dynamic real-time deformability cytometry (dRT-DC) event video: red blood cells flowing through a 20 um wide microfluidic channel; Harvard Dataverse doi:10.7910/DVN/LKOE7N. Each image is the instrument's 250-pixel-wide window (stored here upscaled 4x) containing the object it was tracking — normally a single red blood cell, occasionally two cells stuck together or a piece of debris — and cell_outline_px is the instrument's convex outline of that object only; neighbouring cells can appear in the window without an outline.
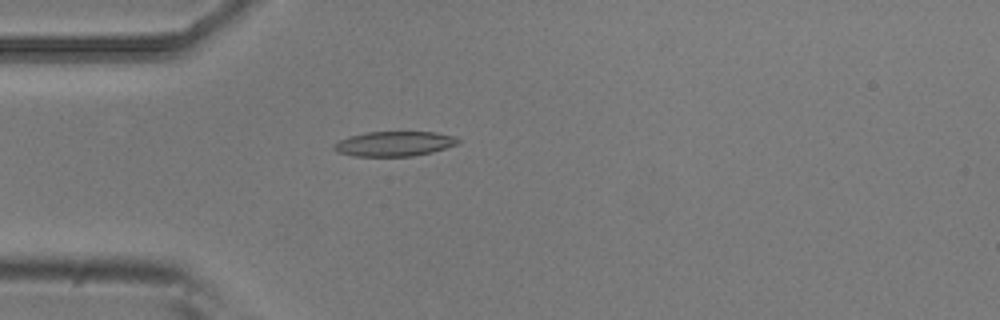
{"species": "common noctule bat (a hibernating species)", "species_latin": "Nyctalus noctula", "temperature_condition": "room temperature", "stored_images_in_passage": 2, "camera_frame_rate_fps": 3000, "um_per_image_px": 0.085, "animal": {"sex": "male", "body_mass_g": 20.5, "forearm_length_mm": 52.5}, "frame": {"image": 1, "passage_image": 2, "time_ms": 0.333, "image_size_px": [1000, 320], "cell_outline_px": [[460, 144], [432, 152], [412, 156], [356, 156], [336, 152], [332, 148], [332, 144], [348, 136], [368, 132], [436, 132], [452, 136], [460, 140]], "centroid_in_image_um": [33.5, 12.22], "position_along_channel_um": 51.5, "area_um2": 18.03}}